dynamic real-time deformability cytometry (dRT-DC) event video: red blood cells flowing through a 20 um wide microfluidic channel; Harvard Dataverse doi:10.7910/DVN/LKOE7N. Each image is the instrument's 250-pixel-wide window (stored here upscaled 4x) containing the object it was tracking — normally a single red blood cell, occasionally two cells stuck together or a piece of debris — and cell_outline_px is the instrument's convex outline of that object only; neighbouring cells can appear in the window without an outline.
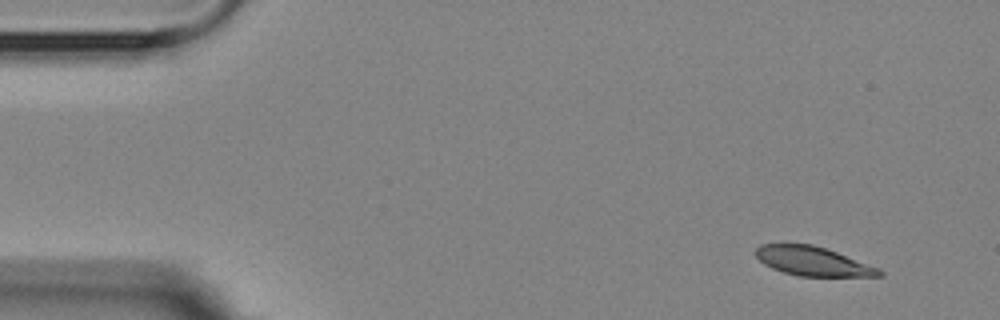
{"species": "Egyptian fruit bat (a non-hibernating species)", "species_latin": "Rousettus aegyptiacus", "temperature_condition": "room temperature", "stored_images_in_passage": 3, "camera_frame_rate_fps": 3000, "um_per_image_px": 0.085, "animal": {"sex": "female"}, "frame": {"image": 1, "passage_image": 1, "time_ms": 0.0, "image_size_px": [1000, 320], "cell_outline_px": [[884, 276], [796, 276], [772, 268], [764, 264], [752, 252], [760, 244], [812, 244], [836, 252], [880, 268], [884, 272]], "centroid_in_image_um": [69.07, 22.21], "position_along_channel_um": 15.9, "area_um2": 20.92}}